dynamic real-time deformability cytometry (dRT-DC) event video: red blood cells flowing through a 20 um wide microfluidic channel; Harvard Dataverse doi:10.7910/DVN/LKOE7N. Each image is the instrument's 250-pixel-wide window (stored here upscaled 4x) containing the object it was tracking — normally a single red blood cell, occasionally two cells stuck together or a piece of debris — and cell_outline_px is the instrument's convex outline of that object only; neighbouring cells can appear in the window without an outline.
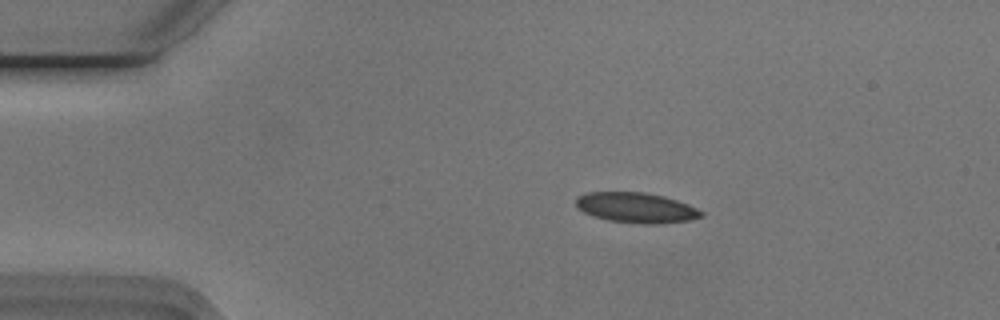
{"species": "Egyptian fruit bat (a non-hibernating species)", "species_latin": "Rousettus aegyptiacus", "temperature_condition": "cold", "stored_images_in_passage": 45, "camera_frame_rate_fps": 3000, "um_per_image_px": 0.085, "animal": {"sex": "male"}, "frame": {"image": 1, "passage_image": 1, "time_ms": 0.0, "image_size_px": [1000, 320], "cell_outline_px": [[704, 216], [688, 220], [660, 224], [640, 224], [608, 220], [592, 216], [576, 208], [576, 196], [588, 192], [644, 192], [664, 196], [688, 204], [704, 212]], "centroid_in_image_um": [54.06, 17.65], "position_along_channel_um": 30.9, "area_um2": 22.25}}
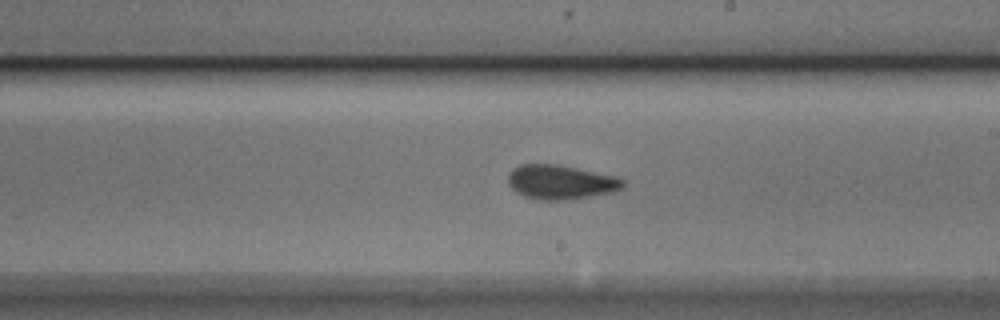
{"frame": {"image": 2, "passage_image": 22, "time_ms": 7.0, "image_size_px": [1000, 320], "cell_outline_px": [[624, 184], [620, 188], [612, 192], [588, 196], [560, 200], [536, 200], [524, 196], [516, 192], [508, 184], [508, 176], [520, 164], [556, 164], [616, 176], [624, 180]], "centroid_in_image_um": [47.63, 15.48], "position_along_channel_um": 241.4, "area_um2": 22.6}}
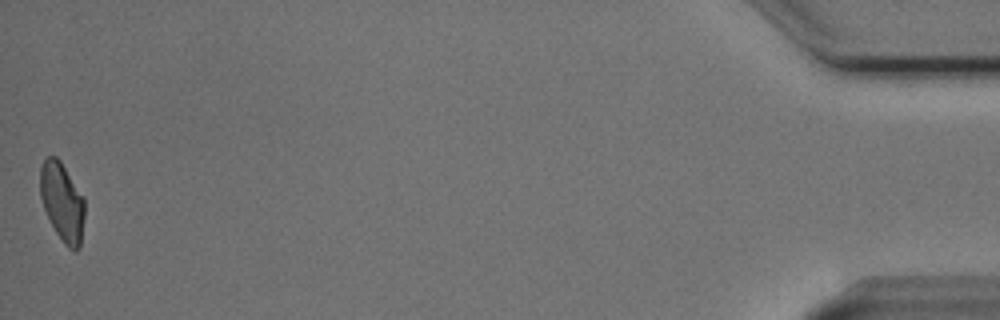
{"frame": {"image": 3, "passage_image": 45, "time_ms": 14.667, "image_size_px": [1000, 320], "cell_outline_px": [[84, 220], [80, 248], [76, 252], [68, 248], [64, 244], [56, 232], [44, 208], [40, 196], [40, 168], [44, 160], [48, 156], [56, 156], [60, 160], [84, 200]], "centroid_in_image_um": [5.28, 17.2], "position_along_channel_um": 429.9, "area_um2": 20.11}, "authors_computed_cell_mechanics": {"area_um2": 21.7906, "velocity_mm_per_s": 3.7414, "shape_relaxation_time_tau1_ms": 4.6477, "shape_relaxation_time_tau2_ms": 2.4013, "deformation_change_tau1": 0.1291, "deformation_change_tau2": 0.0793}}